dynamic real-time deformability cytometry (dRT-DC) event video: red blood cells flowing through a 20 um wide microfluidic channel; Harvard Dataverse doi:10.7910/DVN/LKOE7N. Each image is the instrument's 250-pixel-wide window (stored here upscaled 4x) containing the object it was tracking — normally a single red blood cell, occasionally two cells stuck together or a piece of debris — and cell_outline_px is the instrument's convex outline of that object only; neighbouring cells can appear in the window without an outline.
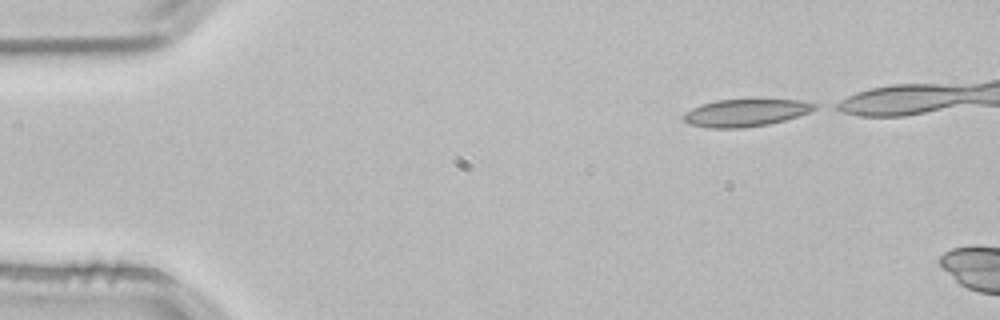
{"species": "common noctule bat (a hibernating species)", "species_latin": "Nyctalus noctula", "temperature_condition": "room temperature", "stored_images_in_passage": 3, "camera_frame_rate_fps": 3000, "um_per_image_px": 0.085, "animal": {"sex": "male", "body_mass_g": 21.5, "forearm_length_mm": 52.0}, "frame": {"image": 1, "passage_image": 1, "time_ms": 0.0, "image_size_px": [1000, 320], "cell_outline_px": [[820, 104], [816, 108], [808, 112], [784, 120], [768, 124], [744, 128], [708, 128], [688, 124], [684, 120], [684, 112], [700, 104], [716, 100], [800, 100]], "centroid_in_image_um": [63.34, 9.59], "position_along_channel_um": 21.7, "area_um2": 20.81}}